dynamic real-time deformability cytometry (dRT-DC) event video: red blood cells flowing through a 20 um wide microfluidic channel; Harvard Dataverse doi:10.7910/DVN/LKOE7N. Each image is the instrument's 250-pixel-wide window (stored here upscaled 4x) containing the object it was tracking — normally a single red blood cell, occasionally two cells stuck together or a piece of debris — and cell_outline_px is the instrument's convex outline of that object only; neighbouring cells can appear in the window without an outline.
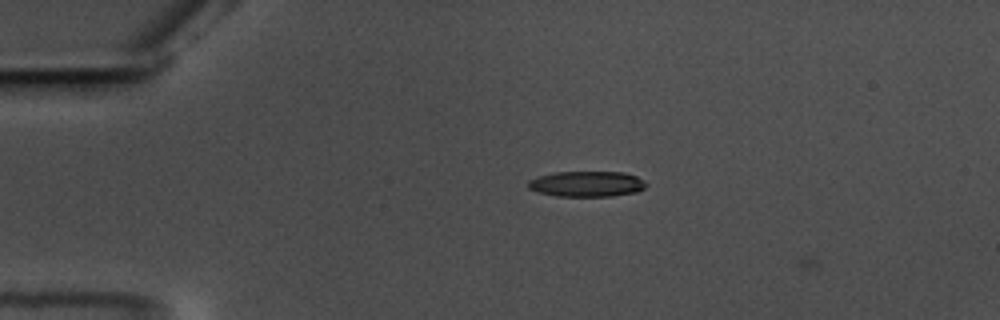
{"species": "common noctule bat (a hibernating species)", "species_latin": "Nyctalus noctula", "temperature_condition": "warm", "stored_images_in_passage": 4, "camera_frame_rate_fps": 3000, "um_per_image_px": 0.085, "animal": {"sex": "male", "body_mass_g": 17.5, "forearm_length_mm": 52.3}, "frame": {"image": 1, "passage_image": 3, "time_ms": 0.667, "image_size_px": [1000, 320], "cell_outline_px": [[648, 184], [644, 188], [636, 192], [612, 196], [556, 196], [536, 192], [528, 188], [528, 180], [536, 176], [552, 172], [624, 172], [636, 176], [644, 180]], "centroid_in_image_um": [49.84, 15.63], "position_along_channel_um": 35.2, "area_um2": 17.8}}